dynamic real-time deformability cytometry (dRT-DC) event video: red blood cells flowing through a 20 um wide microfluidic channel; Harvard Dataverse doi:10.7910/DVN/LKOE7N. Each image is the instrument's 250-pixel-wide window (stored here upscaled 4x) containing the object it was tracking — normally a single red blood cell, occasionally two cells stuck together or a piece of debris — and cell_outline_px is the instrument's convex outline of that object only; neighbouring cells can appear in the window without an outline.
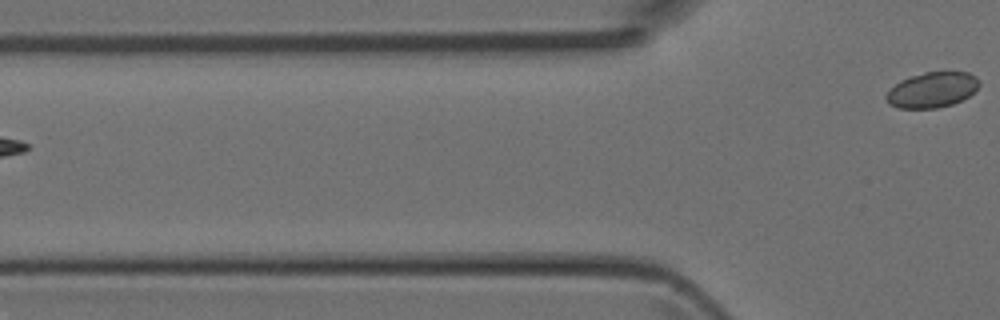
{"species": "Egyptian fruit bat (a non-hibernating species)", "species_latin": "Rousettus aegyptiacus", "temperature_condition": "room temperature", "stored_images_in_passage": 4, "segment_of_instrument_passage": [2, 2], "camera_frame_rate_fps": 3000, "um_per_image_px": 0.085, "animal": {"sex": "female"}, "frame": {"image": 1, "passage_image": 4, "time_ms": 1.0, "image_size_px": [1000, 320], "cell_outline_px": [[980, 84], [968, 96], [952, 104], [936, 108], [900, 108], [888, 104], [884, 96], [900, 80], [908, 76], [924, 72], [968, 72], [976, 76], [980, 80]], "centroid_in_image_um": [79.21, 7.63], "position_along_channel_um": 46.6, "area_um2": 19.13}}